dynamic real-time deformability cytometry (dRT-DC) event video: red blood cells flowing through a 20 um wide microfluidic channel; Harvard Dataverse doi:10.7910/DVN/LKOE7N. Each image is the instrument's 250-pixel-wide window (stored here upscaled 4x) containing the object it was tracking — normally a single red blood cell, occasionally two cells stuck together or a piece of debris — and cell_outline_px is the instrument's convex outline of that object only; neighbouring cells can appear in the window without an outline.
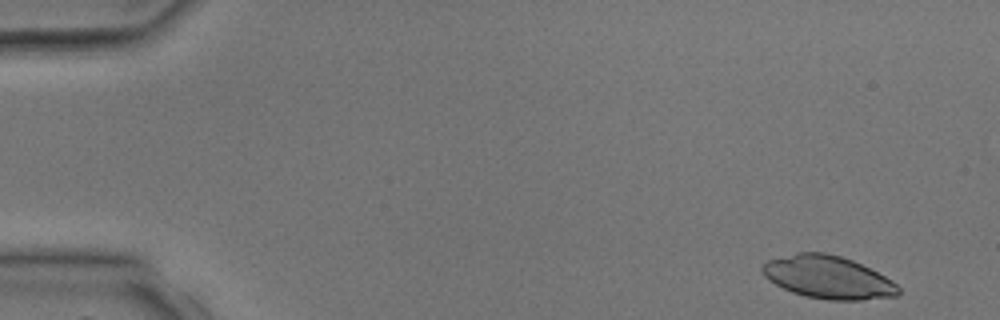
{"species": "common noctule bat (a hibernating species)", "species_latin": "Nyctalus noctula", "temperature_condition": "room temperature", "stored_images_in_passage": 3, "segment_of_instrument_passage": [2, 2], "camera_frame_rate_fps": 3000, "um_per_image_px": 0.085, "animal": {"sex": "male", "body_mass_g": 17.9, "forearm_length_mm": 54.2}, "frame": {"image": 1, "passage_image": 3, "time_ms": 2.333, "image_size_px": [1000, 320], "cell_outline_px": [[900, 292], [896, 296], [860, 300], [828, 300], [804, 296], [792, 292], [768, 280], [760, 272], [760, 264], [768, 260], [796, 252], [824, 252], [840, 256], [852, 260], [892, 280], [900, 288]], "centroid_in_image_um": [70.33, 23.56], "position_along_channel_um": 14.7, "area_um2": 33.99}}